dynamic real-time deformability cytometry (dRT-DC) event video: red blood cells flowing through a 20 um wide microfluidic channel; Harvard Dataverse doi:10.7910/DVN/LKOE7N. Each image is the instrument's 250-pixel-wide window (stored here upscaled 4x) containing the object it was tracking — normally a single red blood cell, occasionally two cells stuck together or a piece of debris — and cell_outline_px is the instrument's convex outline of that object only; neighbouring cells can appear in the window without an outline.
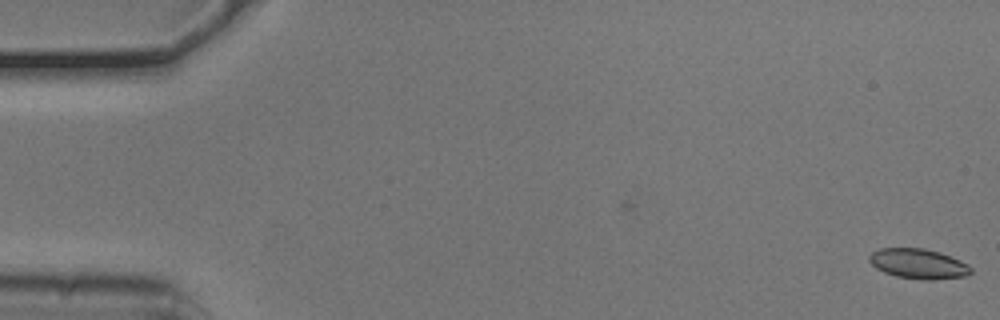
{"species": "common noctule bat (a hibernating species)", "species_latin": "Nyctalus noctula", "temperature_condition": "cold", "stored_images_in_passage": 55, "camera_frame_rate_fps": 3000, "um_per_image_px": 0.085, "animal": {"sex": "male", "body_mass_g": 20.5, "forearm_length_mm": 52.5}, "frame": {"image": 1, "passage_image": 1, "time_ms": 0.0, "image_size_px": [1000, 320], "cell_outline_px": [[972, 272], [968, 276], [932, 280], [924, 280], [896, 276], [884, 272], [876, 268], [868, 260], [868, 256], [872, 252], [880, 248], [924, 248], [940, 252], [960, 260], [968, 264], [972, 268]], "centroid_in_image_um": [78.08, 22.42], "position_along_channel_um": 6.9, "area_um2": 17.92}}
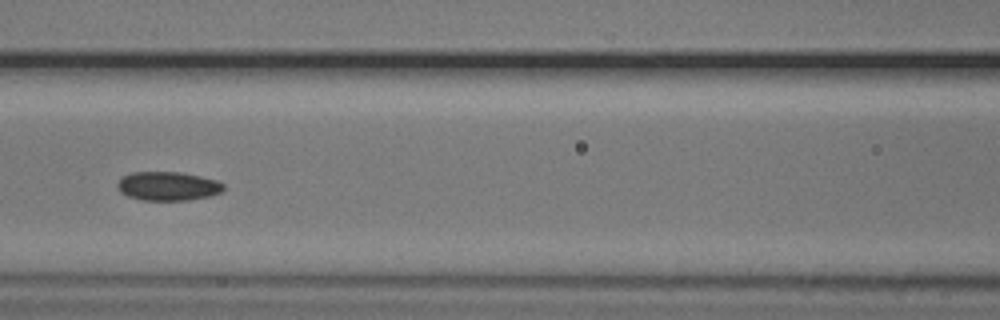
{"frame": {"image": 2, "passage_image": 24, "time_ms": 7.667, "image_size_px": [1000, 320], "cell_outline_px": [[224, 188], [220, 192], [208, 196], [188, 200], [140, 200], [128, 196], [120, 192], [116, 184], [124, 176], [132, 172], [180, 172], [200, 176], [216, 180], [224, 184]], "centroid_in_image_um": [14.25, 15.82], "position_along_channel_um": 152.3, "area_um2": 17.74}}
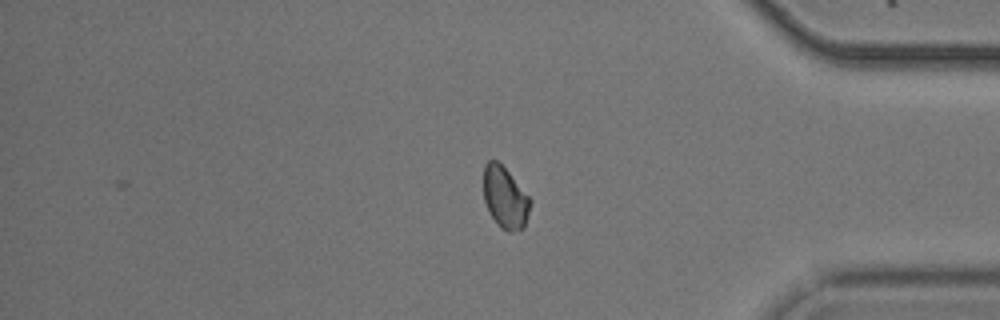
{"frame": {"image": 3, "passage_image": 45, "time_ms": 14.667, "image_size_px": [1000, 320], "cell_outline_px": [[532, 200], [524, 228], [508, 232], [500, 228], [496, 224], [488, 212], [484, 200], [484, 164], [488, 160], [496, 160], [508, 172]], "centroid_in_image_um": [42.91, 16.82], "position_along_channel_um": 392.3, "area_um2": 16.76}, "authors_computed_cell_mechanics": {"area_um2": 17.7446, "velocity_mm_per_s": 3.7676, "shape_relaxation_time_tau1_ms": 3.9753, "shape_relaxation_time_tau2_ms": 5.0205, "deformation_change_tau1": 0.0648, "deformation_change_tau2": 0.0691}}